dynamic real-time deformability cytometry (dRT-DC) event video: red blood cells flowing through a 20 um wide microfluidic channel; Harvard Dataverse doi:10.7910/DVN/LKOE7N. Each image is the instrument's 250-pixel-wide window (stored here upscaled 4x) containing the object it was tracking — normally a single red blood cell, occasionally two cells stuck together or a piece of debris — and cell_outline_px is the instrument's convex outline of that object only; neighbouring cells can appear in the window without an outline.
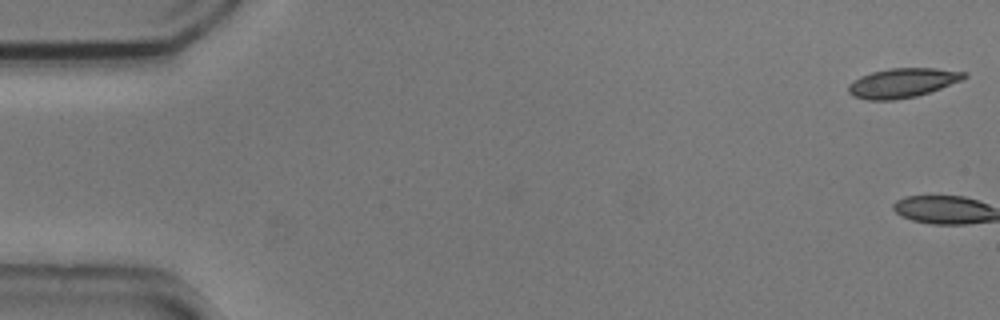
{"species": "common noctule bat (a hibernating species)", "species_latin": "Nyctalus noctula", "temperature_condition": "cold", "stored_images_in_passage": 11, "camera_frame_rate_fps": 3000, "um_per_image_px": 0.085, "animal": {"sex": "male", "body_mass_g": 20.5, "forearm_length_mm": 52.5}, "frame": {"image": 1, "passage_image": 1, "time_ms": 0.0, "image_size_px": [1000, 320], "cell_outline_px": [[968, 76], [960, 80], [940, 88], [916, 96], [892, 100], [868, 100], [852, 96], [848, 92], [848, 84], [860, 76], [872, 72], [888, 68], [936, 68], [968, 72]], "centroid_in_image_um": [76.68, 7.04], "position_along_channel_um": 8.3, "area_um2": 19.77}}